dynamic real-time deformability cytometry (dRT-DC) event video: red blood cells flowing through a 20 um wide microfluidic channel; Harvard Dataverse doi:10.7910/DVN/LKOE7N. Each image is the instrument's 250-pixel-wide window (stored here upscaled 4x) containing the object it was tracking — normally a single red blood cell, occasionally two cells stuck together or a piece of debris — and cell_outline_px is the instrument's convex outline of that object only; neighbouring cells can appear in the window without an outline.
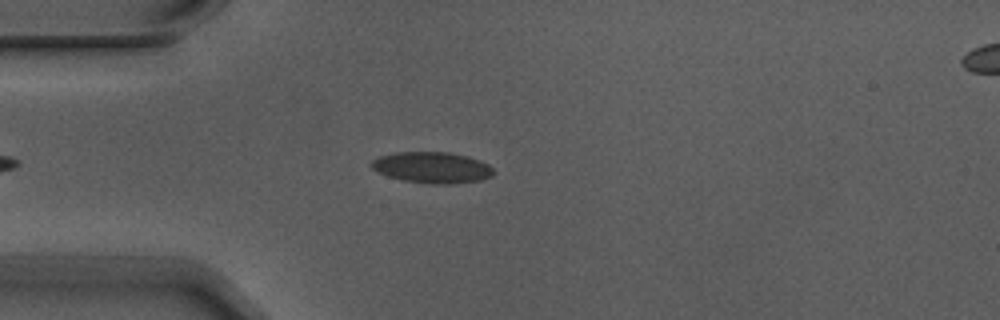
{"species": "Egyptian fruit bat (a non-hibernating species)", "species_latin": "Rousettus aegyptiacus", "temperature_condition": "warm", "stored_images_in_passage": 3, "segment_of_instrument_passage": [1, 2], "camera_frame_rate_fps": 3000, "um_per_image_px": 0.085, "animal": {"sex": "male"}, "frame": {"image": 1, "passage_image": 2, "time_ms": 0.333, "image_size_px": [1000, 320], "cell_outline_px": [[496, 172], [492, 176], [480, 180], [452, 184], [432, 184], [404, 180], [388, 176], [372, 168], [372, 160], [380, 156], [396, 152], [448, 152], [468, 156], [480, 160], [488, 164]], "centroid_in_image_um": [36.78, 14.23], "position_along_channel_um": 48.2, "area_um2": 22.08}}